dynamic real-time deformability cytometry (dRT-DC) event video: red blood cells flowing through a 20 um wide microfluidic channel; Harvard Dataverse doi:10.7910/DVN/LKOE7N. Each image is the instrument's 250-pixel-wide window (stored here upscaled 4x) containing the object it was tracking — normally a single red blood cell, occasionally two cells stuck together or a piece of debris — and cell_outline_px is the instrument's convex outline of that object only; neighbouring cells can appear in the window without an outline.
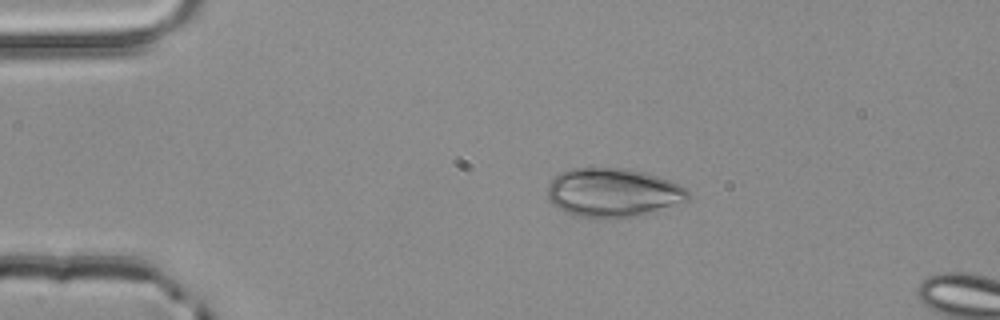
{"species": "common noctule bat (a hibernating species)", "species_latin": "Nyctalus noctula", "temperature_condition": "room temperature", "stored_images_in_passage": 2, "camera_frame_rate_fps": 3000, "um_per_image_px": 0.085, "animal": {"sex": "male", "body_mass_g": 20.4}, "frame": {"image": 1, "passage_image": 1, "time_ms": 0.0, "image_size_px": [1000, 320], "cell_outline_px": [[692, 196], [688, 200], [644, 216], [616, 220], [572, 216], [556, 208], [548, 200], [548, 184], [560, 172], [572, 168], [624, 168], [644, 172], [680, 184], [688, 188]], "centroid_in_image_um": [52.12, 16.42], "position_along_channel_um": 32.9, "area_um2": 41.1}}